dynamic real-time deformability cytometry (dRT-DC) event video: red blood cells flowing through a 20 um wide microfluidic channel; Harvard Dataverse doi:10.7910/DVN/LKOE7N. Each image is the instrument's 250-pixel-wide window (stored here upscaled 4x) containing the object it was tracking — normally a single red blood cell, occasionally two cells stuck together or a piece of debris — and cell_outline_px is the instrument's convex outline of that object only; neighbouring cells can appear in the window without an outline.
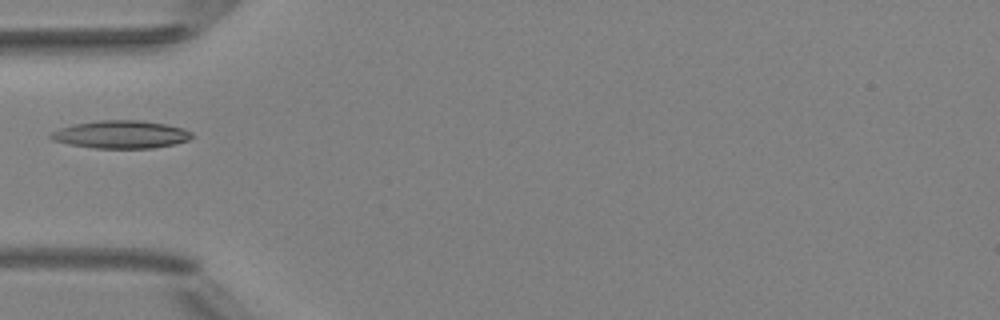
{"species": "Egyptian fruit bat (a non-hibernating species)", "species_latin": "Rousettus aegyptiacus", "temperature_condition": "room temperature", "stored_images_in_passage": 6, "camera_frame_rate_fps": 3000, "um_per_image_px": 0.085, "animal": {"sex": "female"}, "frame": {"image": 1, "passage_image": 5, "time_ms": 4.667, "image_size_px": [1000, 320], "cell_outline_px": [[192, 136], [188, 140], [176, 144], [152, 148], [92, 148], [68, 144], [52, 140], [48, 136], [52, 132], [60, 128], [72, 124], [100, 120], [140, 120], [164, 124], [184, 128], [192, 132]], "centroid_in_image_um": [10.27, 11.43], "position_along_channel_um": 74.7, "area_um2": 22.95}}
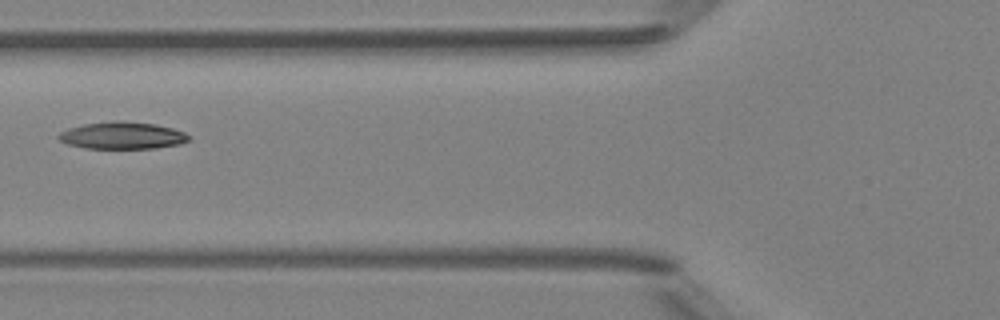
{"frame": {"image": 2, "passage_image": 6, "time_ms": 5.667, "image_size_px": [1000, 320], "cell_outline_px": [[192, 136], [188, 140], [180, 144], [156, 148], [84, 148], [68, 144], [60, 140], [56, 136], [60, 132], [68, 128], [84, 124], [116, 120], [120, 120], [156, 124], [172, 128], [184, 132]], "centroid_in_image_um": [10.4, 11.51], "position_along_channel_um": 115.4, "area_um2": 20.63}}